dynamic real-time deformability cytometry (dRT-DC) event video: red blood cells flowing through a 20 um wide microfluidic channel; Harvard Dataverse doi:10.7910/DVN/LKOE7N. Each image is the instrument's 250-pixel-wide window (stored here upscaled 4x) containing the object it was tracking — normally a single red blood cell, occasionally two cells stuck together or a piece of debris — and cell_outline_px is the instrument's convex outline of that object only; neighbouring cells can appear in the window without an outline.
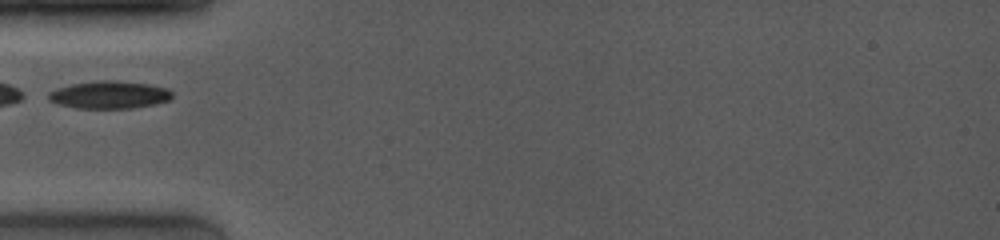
{"species": "common noctule bat (a hibernating species)", "species_latin": "Nyctalus noctula", "temperature_condition": "room temperature", "stored_images_in_passage": 2, "camera_frame_rate_fps": 4000, "um_per_image_px": 0.085, "animal": {"sex": "female", "body_mass_g": 19.0, "forearm_length_mm": 53.3}, "frame": {"image": 1, "passage_image": 1, "time_ms": 0.0, "image_size_px": [1000, 240], "cell_outline_px": [[172, 96], [168, 100], [156, 104], [132, 108], [76, 108], [60, 104], [48, 100], [48, 92], [56, 88], [72, 84], [100, 80], [112, 80], [148, 84], [168, 88], [172, 92]], "centroid_in_image_um": [9.29, 8.06], "position_along_channel_um": 75.7, "area_um2": 19.83}}